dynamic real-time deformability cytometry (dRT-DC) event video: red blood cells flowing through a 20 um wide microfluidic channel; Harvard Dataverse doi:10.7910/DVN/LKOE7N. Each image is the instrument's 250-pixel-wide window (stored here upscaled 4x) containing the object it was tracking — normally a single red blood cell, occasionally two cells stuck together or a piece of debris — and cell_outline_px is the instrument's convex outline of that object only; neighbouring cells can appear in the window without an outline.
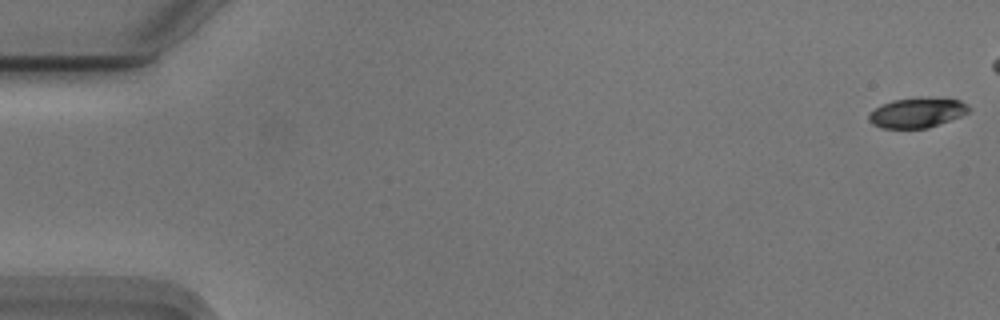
{"species": "Egyptian fruit bat (a non-hibernating species)", "species_latin": "Rousettus aegyptiacus", "temperature_condition": "cold", "stored_images_in_passage": 48, "camera_frame_rate_fps": 3000, "um_per_image_px": 0.085, "animal": {"sex": "male"}, "frame": {"image": 1, "passage_image": 1, "time_ms": 0.0, "image_size_px": [1000, 320], "cell_outline_px": [[972, 108], [968, 112], [960, 116], [928, 128], [880, 128], [872, 124], [868, 120], [868, 112], [892, 100], [960, 100], [968, 104]], "centroid_in_image_um": [77.91, 9.63], "position_along_channel_um": 7.1, "area_um2": 16.7}}
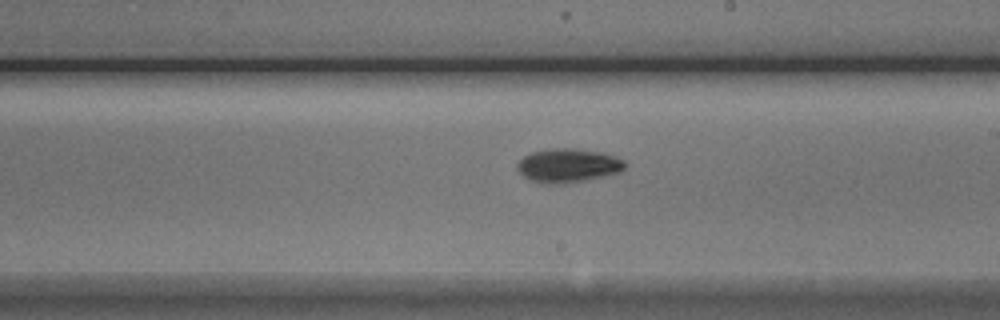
{"frame": {"image": 2, "passage_image": 32, "time_ms": 10.333, "image_size_px": [1000, 320], "cell_outline_px": [[628, 164], [620, 172], [608, 176], [588, 180], [564, 184], [544, 184], [528, 180], [516, 168], [516, 164], [524, 156], [532, 152], [552, 148], [572, 148], [604, 152], [616, 156], [624, 160]], "centroid_in_image_um": [48.32, 14.08], "position_along_channel_um": 240.7, "area_um2": 21.73}}
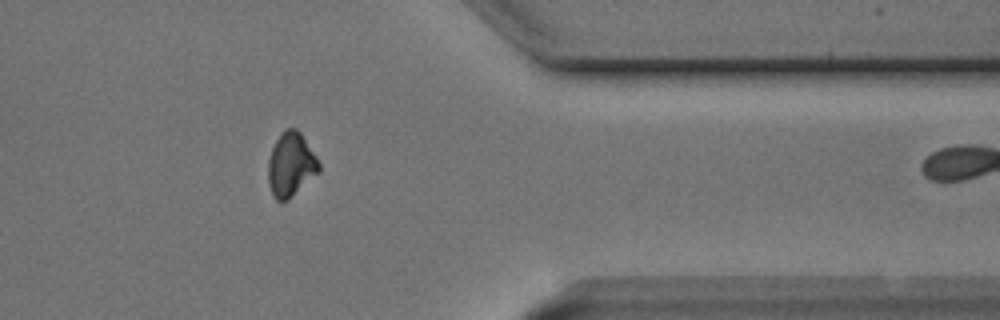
{"frame": {"image": 3, "passage_image": 45, "time_ms": 14.667, "image_size_px": [1000, 320], "cell_outline_px": [[320, 172], [288, 200], [280, 204], [272, 196], [268, 180], [268, 160], [272, 148], [276, 140], [284, 128], [296, 128], [300, 132], [316, 156], [320, 164]], "centroid_in_image_um": [24.72, 14.02], "position_along_channel_um": 386.7, "area_um2": 19.19}, "authors_computed_cell_mechanics": {"area_um2": 18.8428, "velocity_mm_per_s": 3.7332, "shape_relaxation_time_tau1_ms": 10.7664, "shape_relaxation_time_tau2_ms": null, "deformation_change_tau1": 0.3006, "deformation_change_tau2": null}}